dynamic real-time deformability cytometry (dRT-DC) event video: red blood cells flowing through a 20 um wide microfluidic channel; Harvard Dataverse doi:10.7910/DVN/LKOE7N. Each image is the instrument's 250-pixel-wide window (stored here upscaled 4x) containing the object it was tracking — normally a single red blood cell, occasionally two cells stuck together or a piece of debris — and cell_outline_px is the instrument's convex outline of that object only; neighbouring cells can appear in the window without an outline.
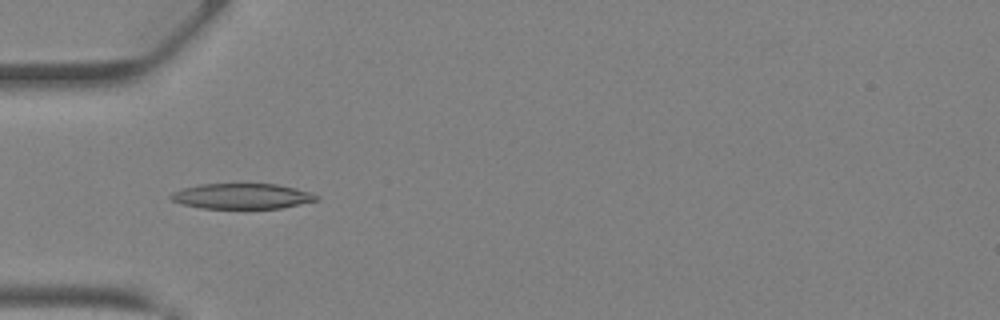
{"species": "Egyptian fruit bat (a non-hibernating species)", "species_latin": "Rousettus aegyptiacus", "temperature_condition": "warm", "stored_images_in_passage": 30, "camera_frame_rate_fps": 3000, "um_per_image_px": 0.085, "animal": {"sex": "female"}, "frame": {"image": 1, "passage_image": 3, "time_ms": 0.667, "image_size_px": [1000, 320], "cell_outline_px": [[320, 200], [280, 208], [200, 208], [180, 204], [172, 200], [168, 196], [172, 192], [184, 188], [200, 184], [276, 184], [296, 188], [312, 192], [320, 196]], "centroid_in_image_um": [20.59, 16.67], "position_along_channel_um": 64.4, "area_um2": 21.68}}
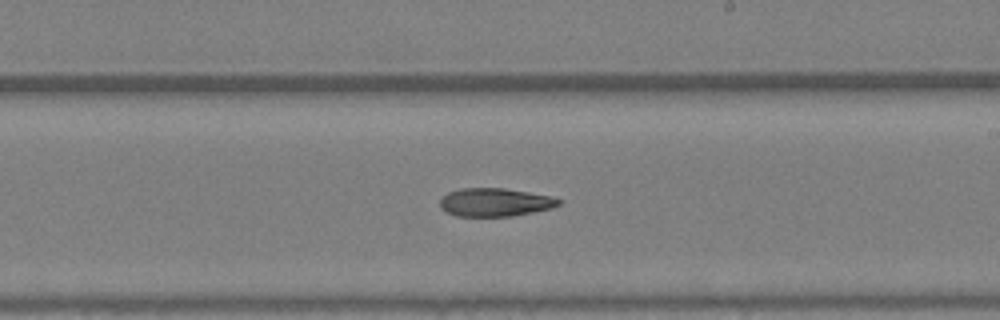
{"frame": {"image": 2, "passage_image": 14, "time_ms": 4.333, "image_size_px": [1000, 320], "cell_outline_px": [[564, 200], [560, 204], [552, 208], [512, 216], [456, 216], [440, 208], [440, 200], [448, 192], [464, 188], [504, 188], [552, 196]], "centroid_in_image_um": [42.11, 17.19], "position_along_channel_um": 246.9, "area_um2": 19.54}}
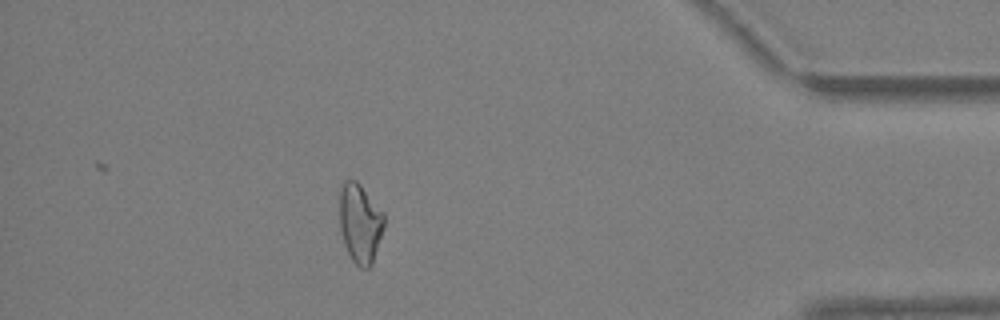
{"frame": {"image": 3, "passage_image": 26, "time_ms": 8.333, "image_size_px": [1000, 320], "cell_outline_px": [[384, 228], [372, 264], [368, 268], [360, 268], [352, 260], [344, 244], [340, 232], [340, 188], [344, 180], [356, 180], [360, 184], [384, 212]], "centroid_in_image_um": [30.61, 18.97], "position_along_channel_um": 404.6, "area_um2": 20.69}}